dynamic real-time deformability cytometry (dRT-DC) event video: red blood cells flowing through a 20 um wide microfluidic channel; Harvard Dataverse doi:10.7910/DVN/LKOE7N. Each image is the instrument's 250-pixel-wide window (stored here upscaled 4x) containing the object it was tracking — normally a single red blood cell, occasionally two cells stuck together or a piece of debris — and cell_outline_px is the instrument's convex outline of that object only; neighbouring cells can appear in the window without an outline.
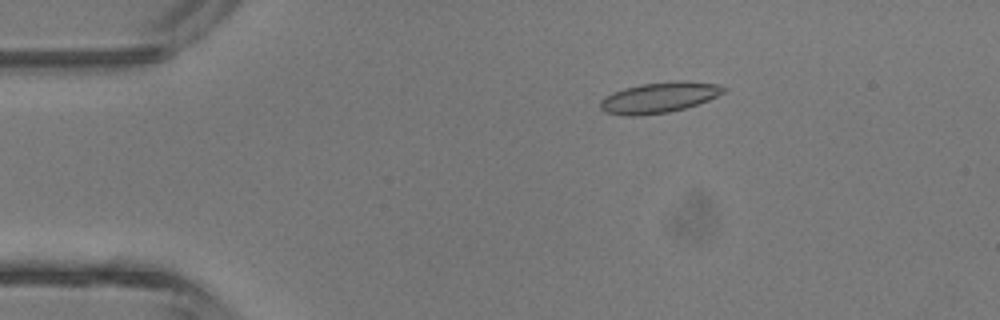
{"species": "common noctule bat (a hibernating species)", "species_latin": "Nyctalus noctula", "temperature_condition": "room temperature", "stored_images_in_passage": 4, "camera_frame_rate_fps": 3000, "um_per_image_px": 0.085, "animal": {"sex": "male", "body_mass_g": 13.3}, "frame": {"image": 1, "passage_image": 3, "time_ms": 2.333, "image_size_px": [1000, 320], "cell_outline_px": [[728, 88], [724, 92], [708, 100], [684, 108], [668, 112], [640, 116], [624, 116], [604, 112], [600, 108], [600, 100], [604, 96], [612, 92], [624, 88], [640, 84], [676, 80], [684, 80], [716, 84]], "centroid_in_image_um": [55.98, 8.29], "position_along_channel_um": 29.0, "area_um2": 22.2}}